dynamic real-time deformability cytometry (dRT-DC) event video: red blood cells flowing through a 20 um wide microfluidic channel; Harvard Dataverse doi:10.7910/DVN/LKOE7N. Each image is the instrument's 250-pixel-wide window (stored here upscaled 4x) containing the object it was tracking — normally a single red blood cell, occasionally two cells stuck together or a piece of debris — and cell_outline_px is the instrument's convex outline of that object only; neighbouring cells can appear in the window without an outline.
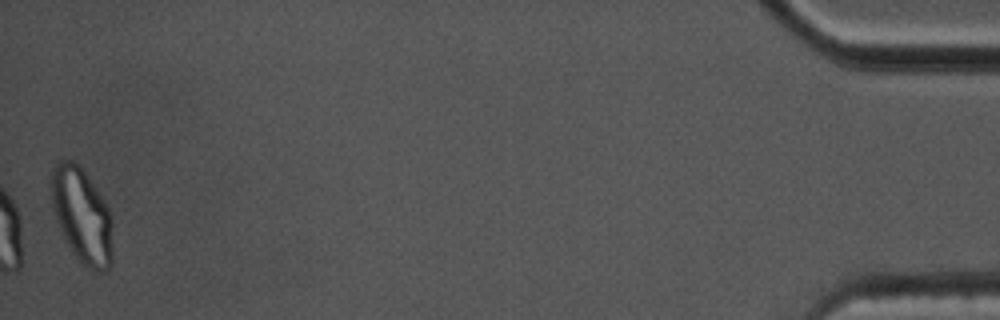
{"species": "common noctule bat (a hibernating species)", "species_latin": "Nyctalus noctula", "temperature_condition": "cold", "stored_images_in_passage": 41, "camera_frame_rate_fps": 3000, "um_per_image_px": 0.085, "animal": {"sex": "male", "body_mass_g": 17.5, "forearm_length_mm": 52.3}, "frame": {"image": 1, "passage_image": 41, "time_ms": 13.333, "image_size_px": [1000, 320], "cell_outline_px": [[112, 264], [104, 272], [96, 272], [80, 264], [64, 240], [56, 220], [52, 208], [48, 180], [52, 168], [56, 160], [72, 160], [84, 172], [108, 208], [112, 220]], "centroid_in_image_um": [6.91, 18.35], "position_along_channel_um": 428.3, "area_um2": 34.62}, "authors_computed_cell_mechanics": {"area_um2": 21.1548, "velocity_mm_per_s": 3.5488, "shape_relaxation_time_tau1_ms": 9.7529, "shape_relaxation_time_tau2_ms": 2.1, "deformation_change_tau1": 0.2285, "deformation_change_tau2": 0.0913}}